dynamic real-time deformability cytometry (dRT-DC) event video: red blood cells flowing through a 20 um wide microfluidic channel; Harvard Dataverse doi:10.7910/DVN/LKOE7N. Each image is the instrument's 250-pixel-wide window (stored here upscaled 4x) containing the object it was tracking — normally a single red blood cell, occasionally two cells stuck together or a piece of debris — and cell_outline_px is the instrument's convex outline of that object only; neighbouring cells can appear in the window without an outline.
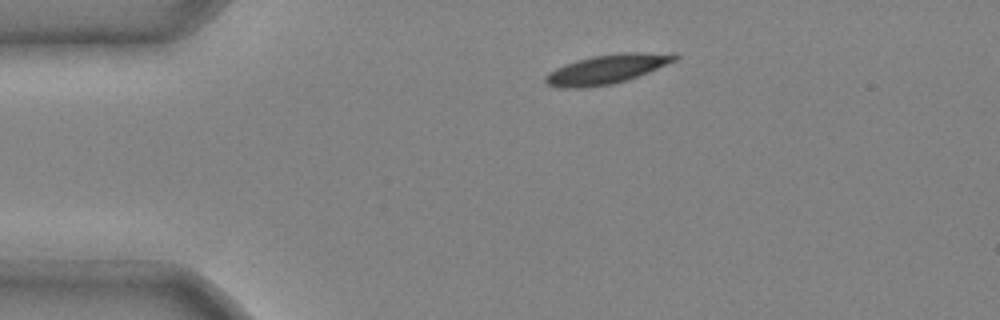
{"species": "common noctule bat (a hibernating species)", "species_latin": "Nyctalus noctula", "temperature_condition": "cold", "stored_images_in_passage": 2, "camera_frame_rate_fps": 3000, "um_per_image_px": 0.085, "animal": {"sex": "male", "body_mass_g": 20.4}, "frame": {"image": 1, "passage_image": 1, "time_ms": 0.0, "image_size_px": [1000, 320], "cell_outline_px": [[680, 56], [676, 60], [648, 72], [612, 84], [580, 88], [560, 88], [548, 84], [544, 80], [544, 76], [548, 72], [564, 64], [592, 56], [620, 52], [676, 52]], "centroid_in_image_um": [51.6, 5.85], "position_along_channel_um": 33.4, "area_um2": 22.08}}